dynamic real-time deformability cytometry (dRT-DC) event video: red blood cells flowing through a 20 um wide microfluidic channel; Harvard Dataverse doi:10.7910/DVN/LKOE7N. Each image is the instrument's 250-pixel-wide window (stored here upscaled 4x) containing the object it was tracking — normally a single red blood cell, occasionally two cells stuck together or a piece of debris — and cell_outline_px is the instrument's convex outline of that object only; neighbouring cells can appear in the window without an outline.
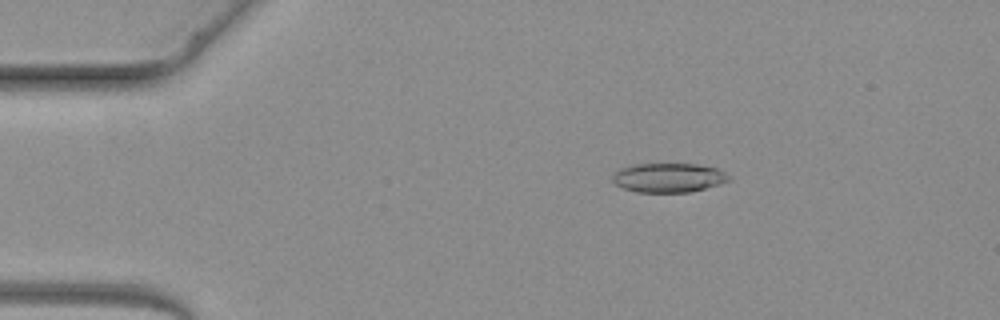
{"species": "common noctule bat (a hibernating species)", "species_latin": "Nyctalus noctula", "temperature_condition": "warm", "stored_images_in_passage": 3, "camera_frame_rate_fps": 3000, "um_per_image_px": 0.085, "animal": {"sex": "female", "body_mass_g": 19.3, "forearm_length_mm": 54.1}, "frame": {"image": 1, "passage_image": 2, "time_ms": 1.333, "image_size_px": [1000, 320], "cell_outline_px": [[732, 180], [704, 188], [688, 192], [636, 192], [624, 188], [616, 184], [612, 180], [612, 176], [620, 168], [632, 164], [696, 164], [716, 168], [732, 176]], "centroid_in_image_um": [56.83, 15.1], "position_along_channel_um": 28.2, "area_um2": 19.77}}